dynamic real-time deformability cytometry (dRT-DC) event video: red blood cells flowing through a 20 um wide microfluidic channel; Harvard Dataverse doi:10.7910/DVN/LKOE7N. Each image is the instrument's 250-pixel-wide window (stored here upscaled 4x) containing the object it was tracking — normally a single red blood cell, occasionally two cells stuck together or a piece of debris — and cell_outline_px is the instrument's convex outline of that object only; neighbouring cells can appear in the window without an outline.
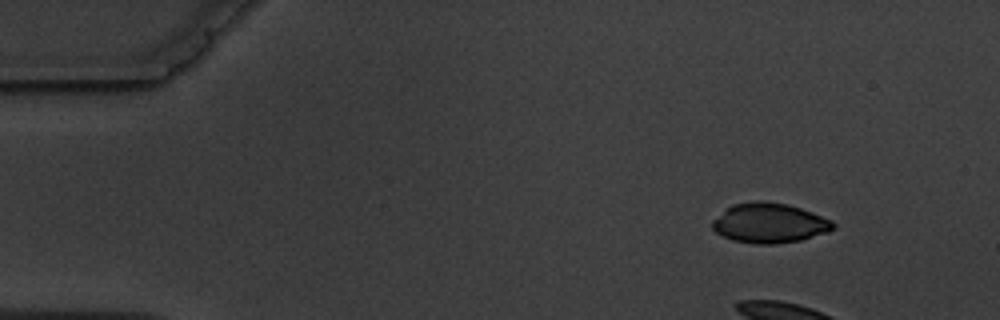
{"species": "common noctule bat (a hibernating species)", "species_latin": "Nyctalus noctula", "temperature_condition": "warm", "stored_images_in_passage": 4, "camera_frame_rate_fps": 3000, "um_per_image_px": 0.085, "animal": {"sex": "male", "body_mass_g": 19.5, "forearm_length_mm": 54.6}, "frame": {"image": 1, "passage_image": 1, "time_ms": 0.0, "image_size_px": [1000, 320], "cell_outline_px": [[836, 228], [828, 232], [800, 240], [776, 244], [756, 244], [732, 240], [716, 232], [712, 228], [712, 220], [732, 204], [756, 200], [760, 200], [788, 204], [812, 212], [832, 220], [836, 224]], "centroid_in_image_um": [65.41, 18.95], "position_along_channel_um": 19.6, "area_um2": 28.15}}